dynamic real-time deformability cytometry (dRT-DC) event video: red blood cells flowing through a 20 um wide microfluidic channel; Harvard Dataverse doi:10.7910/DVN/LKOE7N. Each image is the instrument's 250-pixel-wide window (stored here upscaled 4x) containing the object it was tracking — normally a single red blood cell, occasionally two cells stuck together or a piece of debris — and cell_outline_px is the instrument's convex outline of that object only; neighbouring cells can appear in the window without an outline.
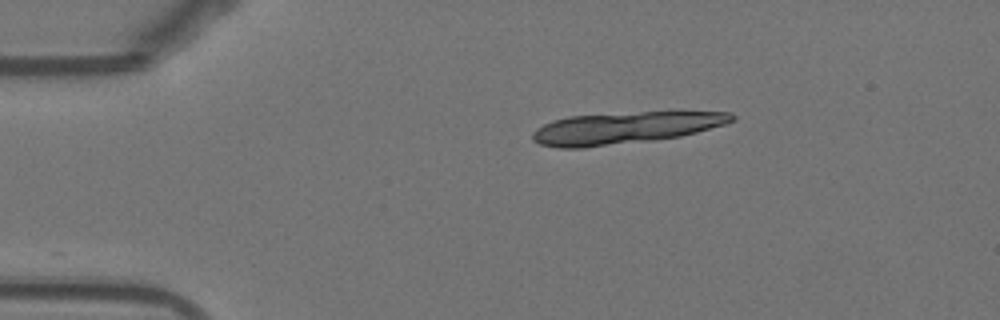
{"species": "Egyptian fruit bat (a non-hibernating species)", "species_latin": "Rousettus aegyptiacus", "temperature_condition": "warm", "stored_images_in_passage": 9, "camera_frame_rate_fps": 3000, "um_per_image_px": 0.085, "animal": {"sex": "female"}, "frame": {"image": 1, "passage_image": 1, "time_ms": 0.0, "image_size_px": [1000, 320], "cell_outline_px": [[736, 120], [724, 124], [696, 132], [680, 136], [652, 140], [584, 148], [560, 148], [540, 144], [532, 140], [532, 132], [536, 128], [552, 120], [568, 116], [640, 112], [732, 112], [736, 116]], "centroid_in_image_um": [53.09, 10.87], "position_along_channel_um": 31.9, "area_um2": 36.82}}